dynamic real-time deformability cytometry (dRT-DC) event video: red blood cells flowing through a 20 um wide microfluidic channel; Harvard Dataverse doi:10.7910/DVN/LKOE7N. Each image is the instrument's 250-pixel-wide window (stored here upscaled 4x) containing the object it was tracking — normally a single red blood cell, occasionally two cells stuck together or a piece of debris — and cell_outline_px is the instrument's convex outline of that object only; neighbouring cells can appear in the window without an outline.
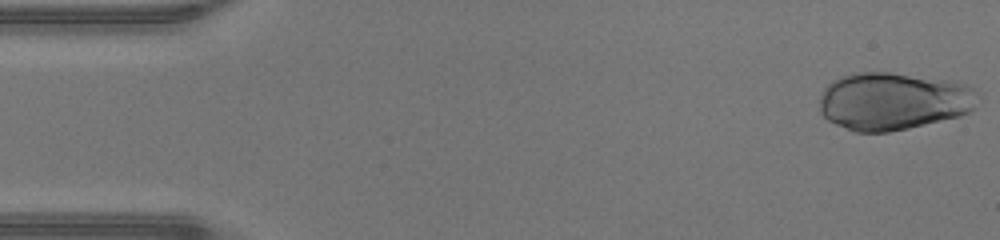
{"species": "human", "species_latin": "Homo sapiens", "temperature_condition": "warm", "stored_images_in_passage": 46, "camera_frame_rate_fps": 3000, "um_per_image_px": 0.085, "donor": {"sex": "male"}, "frame": {"image": 1, "passage_image": 1, "time_ms": 0.0, "image_size_px": [1000, 240], "cell_outline_px": [[980, 100], [968, 112], [960, 116], [908, 128], [888, 132], [856, 132], [836, 124], [828, 120], [820, 112], [820, 96], [824, 88], [832, 80], [840, 76], [852, 72], [892, 72], [956, 80], [968, 84], [980, 92]], "centroid_in_image_um": [75.98, 8.57], "position_along_channel_um": 9.0, "area_um2": 54.04}}
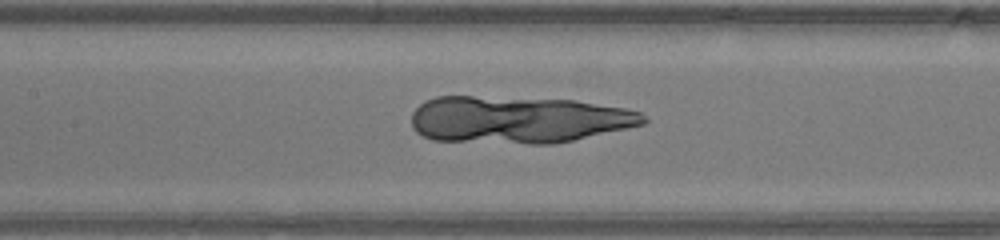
{"frame": {"image": 2, "passage_image": 21, "time_ms": 6.667, "image_size_px": [1000, 240], "cell_outline_px": [[648, 120], [644, 124], [556, 144], [528, 144], [432, 140], [416, 132], [412, 128], [412, 112], [424, 100], [436, 96], [472, 96], [576, 100], [624, 108], [640, 112]], "centroid_in_image_um": [44.02, 10.17], "position_along_channel_um": 163.4, "area_um2": 64.04}}
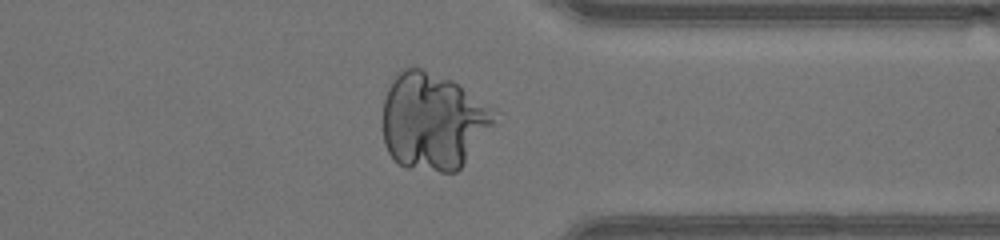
{"frame": {"image": 3, "passage_image": 36, "time_ms": 11.667, "image_size_px": [1000, 240], "cell_outline_px": [[496, 124], [464, 164], [456, 172], [440, 172], [404, 168], [388, 152], [384, 144], [384, 96], [396, 72], [404, 68], [420, 68], [452, 80], [492, 108]], "centroid_in_image_um": [36.8, 10.33], "position_along_channel_um": 374.6, "area_um2": 63.06}}